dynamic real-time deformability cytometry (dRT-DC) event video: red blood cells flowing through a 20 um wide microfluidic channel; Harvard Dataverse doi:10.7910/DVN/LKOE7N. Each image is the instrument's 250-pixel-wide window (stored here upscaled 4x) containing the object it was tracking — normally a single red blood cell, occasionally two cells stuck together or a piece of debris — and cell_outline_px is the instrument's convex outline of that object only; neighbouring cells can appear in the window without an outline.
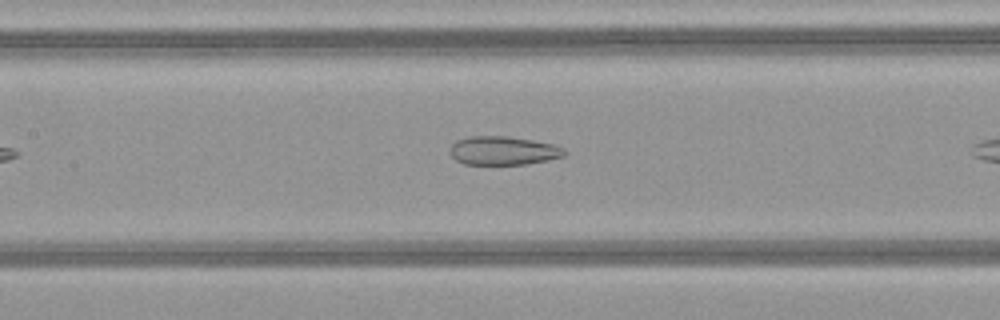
{"species": "common noctule bat (a hibernating species)", "species_latin": "Nyctalus noctula", "temperature_condition": "warm", "stored_images_in_passage": 29, "camera_frame_rate_fps": 3000, "um_per_image_px": 0.085, "animal": {"sex": "female", "body_mass_g": 21.9}, "frame": {"image": 1, "passage_image": 13, "time_ms": 4.0, "image_size_px": [1000, 320], "cell_outline_px": [[564, 156], [548, 160], [524, 164], [464, 164], [456, 160], [448, 152], [448, 148], [456, 140], [468, 136], [508, 136], [556, 144], [564, 148]], "centroid_in_image_um": [42.74, 12.79], "position_along_channel_um": 164.7, "area_um2": 19.25}}